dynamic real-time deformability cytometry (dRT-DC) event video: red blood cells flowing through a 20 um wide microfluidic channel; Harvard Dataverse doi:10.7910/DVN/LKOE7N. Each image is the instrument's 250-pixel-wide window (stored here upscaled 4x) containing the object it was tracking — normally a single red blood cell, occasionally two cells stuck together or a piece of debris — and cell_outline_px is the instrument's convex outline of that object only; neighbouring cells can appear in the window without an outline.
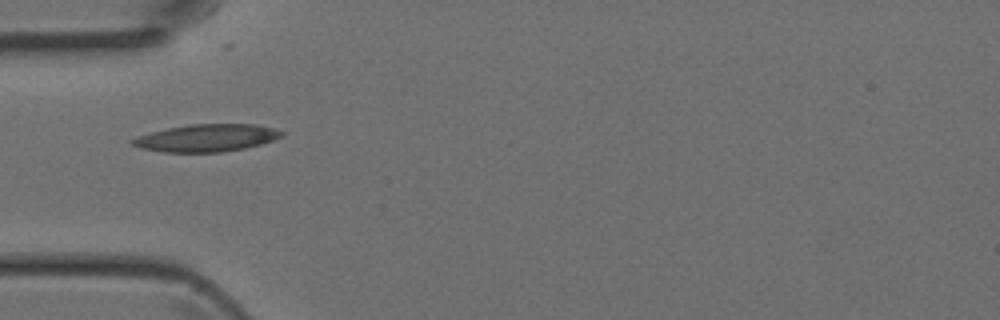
{"species": "Egyptian fruit bat (a non-hibernating species)", "species_latin": "Rousettus aegyptiacus", "temperature_condition": "room temperature", "stored_images_in_passage": 1, "camera_frame_rate_fps": 3000, "um_per_image_px": 0.085, "animal": {"sex": "female"}, "frame": {"image": 1, "passage_image": 1, "time_ms": 0.0, "image_size_px": [1000, 320], "cell_outline_px": [[284, 132], [280, 136], [272, 140], [260, 144], [244, 148], [220, 152], [164, 152], [140, 148], [132, 144], [128, 140], [136, 136], [168, 128], [188, 124], [256, 124], [272, 128]], "centroid_in_image_um": [17.5, 11.72], "position_along_channel_um": 67.5, "area_um2": 23.64}}